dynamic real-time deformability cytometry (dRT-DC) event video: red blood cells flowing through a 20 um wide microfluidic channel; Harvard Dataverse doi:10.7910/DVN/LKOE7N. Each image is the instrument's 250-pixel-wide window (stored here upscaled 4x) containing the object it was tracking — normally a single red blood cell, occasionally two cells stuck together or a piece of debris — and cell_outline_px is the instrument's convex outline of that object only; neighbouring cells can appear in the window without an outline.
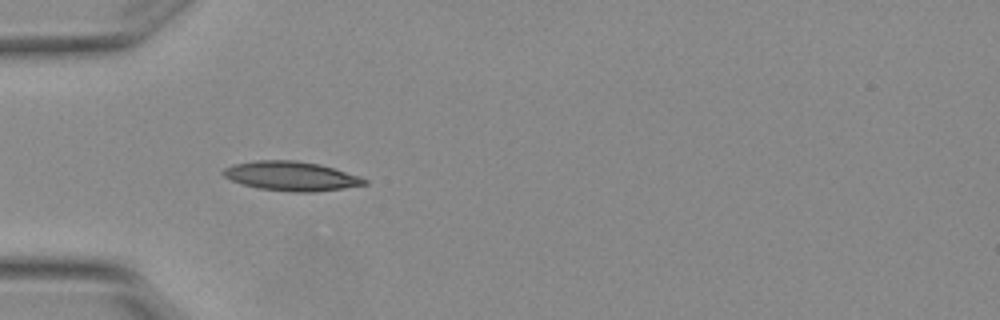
{"species": "Egyptian fruit bat (a non-hibernating species)", "species_latin": "Rousettus aegyptiacus", "temperature_condition": "warm", "stored_images_in_passage": 3, "camera_frame_rate_fps": 3000, "um_per_image_px": 0.085, "animal": {"sex": "female"}, "frame": {"image": 1, "passage_image": 1, "time_ms": 0.0, "image_size_px": [1000, 320], "cell_outline_px": [[368, 184], [344, 188], [312, 192], [292, 192], [256, 188], [232, 180], [224, 176], [220, 172], [224, 168], [232, 164], [256, 160], [296, 160], [320, 164], [360, 176], [368, 180]], "centroid_in_image_um": [24.75, 14.96], "position_along_channel_um": 60.3, "area_um2": 24.22}}
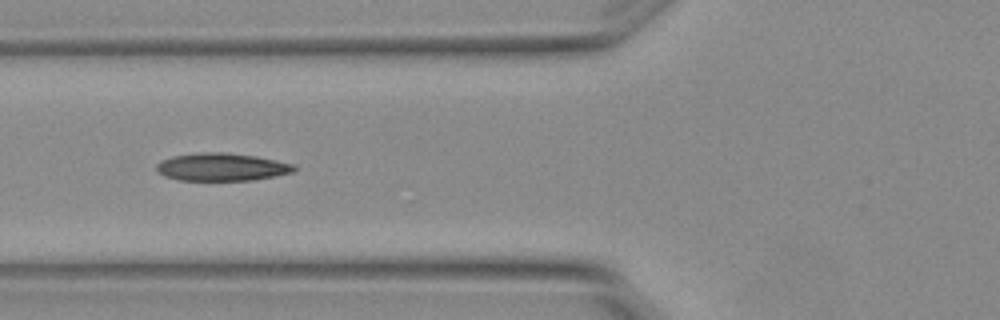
{"frame": {"image": 2, "passage_image": 2, "time_ms": 0.333, "image_size_px": [1000, 320], "cell_outline_px": [[296, 172], [276, 176], [252, 180], [180, 180], [164, 176], [156, 168], [156, 164], [160, 160], [172, 156], [200, 152], [224, 152], [256, 156], [296, 164]], "centroid_in_image_um": [18.88, 14.19], "position_along_channel_um": 106.9, "area_um2": 22.43}}
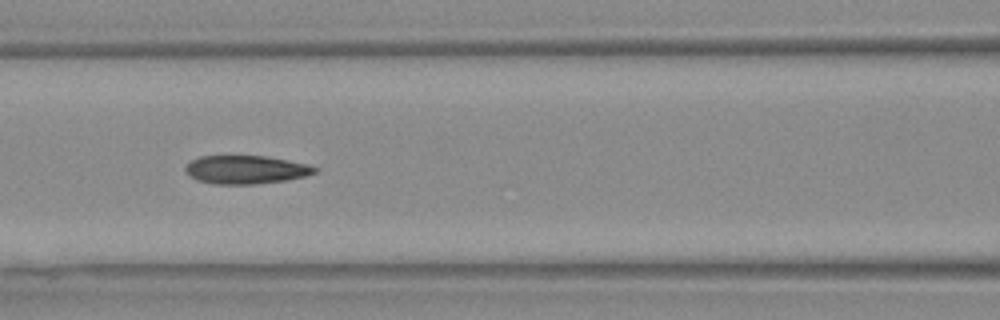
{"frame": {"image": 3, "passage_image": 3, "time_ms": 0.667, "image_size_px": [1000, 320], "cell_outline_px": [[320, 168], [316, 172], [304, 176], [284, 180], [256, 184], [216, 184], [196, 180], [188, 176], [184, 168], [192, 160], [200, 156], [264, 156], [308, 164]], "centroid_in_image_um": [20.88, 14.42], "position_along_channel_um": 145.7, "area_um2": 21.27}}